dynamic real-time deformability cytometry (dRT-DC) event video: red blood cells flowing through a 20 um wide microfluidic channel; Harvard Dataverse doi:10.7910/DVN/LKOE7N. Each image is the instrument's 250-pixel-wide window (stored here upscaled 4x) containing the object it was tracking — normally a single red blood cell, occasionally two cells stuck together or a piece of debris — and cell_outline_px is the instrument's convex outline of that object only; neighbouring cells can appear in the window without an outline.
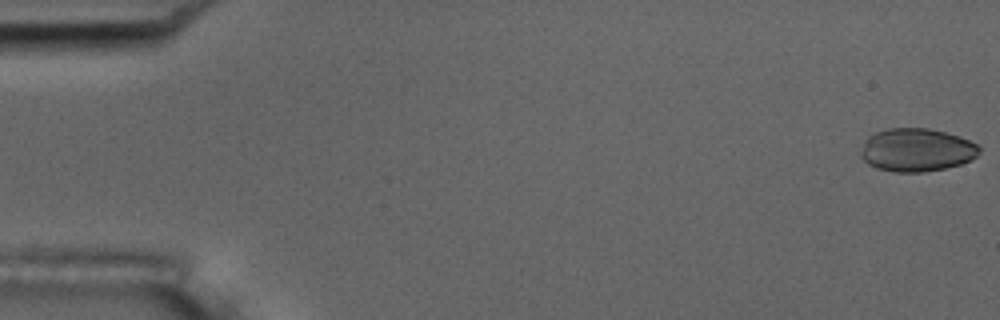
{"species": "common noctule bat (a hibernating species)", "species_latin": "Nyctalus noctula", "temperature_condition": "room temperature", "stored_images_in_passage": 54, "camera_frame_rate_fps": 3000, "um_per_image_px": 0.085, "animal": {"sex": "male", "body_mass_g": 17.5, "forearm_length_mm": 52.3}, "frame": {"image": 1, "passage_image": 1, "time_ms": 0.0, "image_size_px": [1000, 320], "cell_outline_px": [[980, 152], [972, 160], [960, 164], [944, 168], [924, 172], [896, 172], [876, 168], [868, 164], [860, 156], [860, 152], [864, 140], [868, 136], [876, 132], [888, 128], [928, 128], [960, 136], [976, 144], [980, 148]], "centroid_in_image_um": [77.89, 12.74], "position_along_channel_um": 7.1, "area_um2": 29.88}}
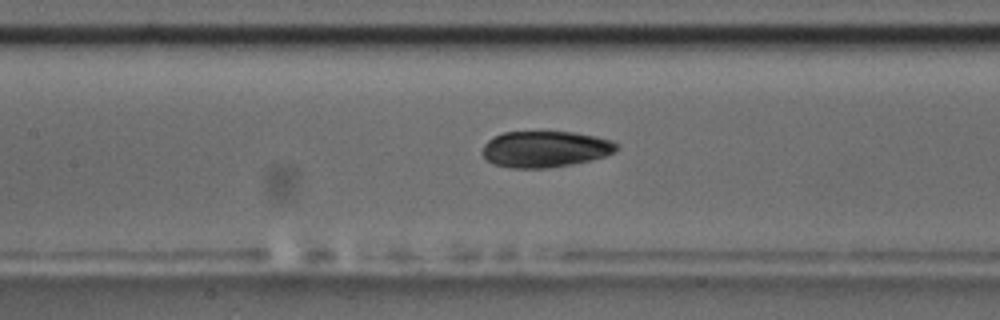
{"frame": {"image": 2, "passage_image": 25, "time_ms": 8.0, "image_size_px": [1000, 320], "cell_outline_px": [[620, 148], [604, 156], [592, 160], [572, 164], [548, 168], [508, 168], [492, 164], [480, 152], [484, 144], [488, 140], [504, 132], [572, 132], [596, 136], [612, 140], [620, 144]], "centroid_in_image_um": [46.35, 12.68], "position_along_channel_um": 161.1, "area_um2": 28.55}}
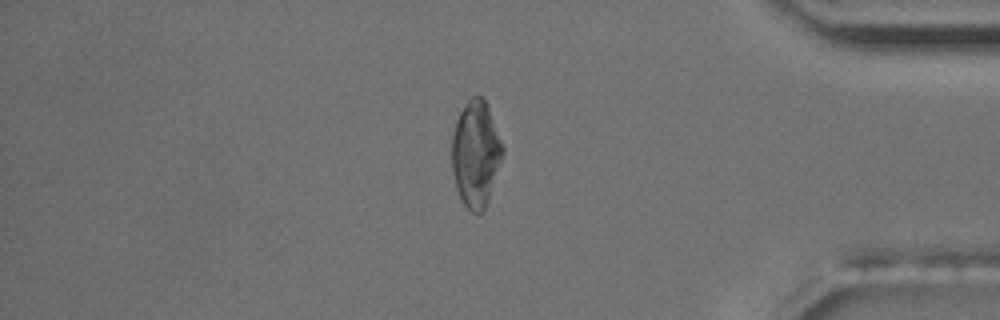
{"frame": {"image": 3, "passage_image": 46, "time_ms": 15.0, "image_size_px": [1000, 320], "cell_outline_px": [[504, 152], [488, 200], [484, 208], [480, 212], [472, 212], [460, 200], [456, 188], [452, 172], [452, 136], [456, 120], [460, 112], [468, 100], [472, 96], [484, 96], [504, 144]], "centroid_in_image_um": [40.45, 13.04], "position_along_channel_um": 394.8, "area_um2": 31.56}, "authors_computed_cell_mechanics": {"area_um2": 29.8248, "velocity_mm_per_s": 3.744, "shape_relaxation_time_tau1_ms": 4.5639, "shape_relaxation_time_tau2_ms": 1.8706, "deformation_change_tau1": 0.1476, "deformation_change_tau2": 0.0667}}